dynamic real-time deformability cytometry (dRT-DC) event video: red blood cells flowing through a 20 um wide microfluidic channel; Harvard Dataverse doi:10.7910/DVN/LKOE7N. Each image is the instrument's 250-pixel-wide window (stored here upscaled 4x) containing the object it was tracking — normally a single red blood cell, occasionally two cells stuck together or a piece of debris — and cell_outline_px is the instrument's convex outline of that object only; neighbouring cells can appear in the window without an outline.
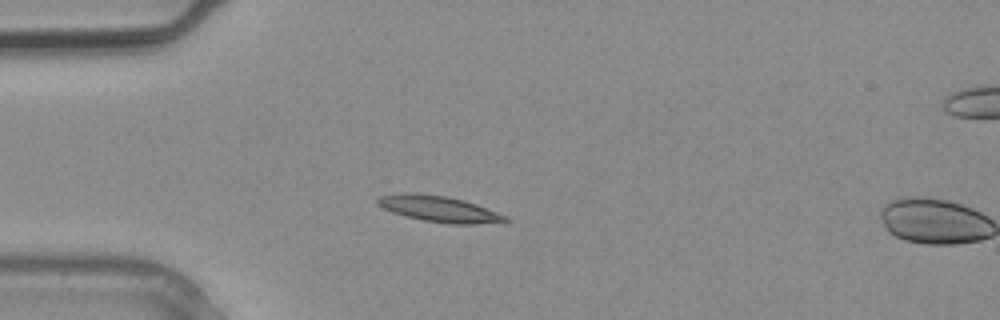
{"species": "common noctule bat (a hibernating species)", "species_latin": "Nyctalus noctula", "temperature_condition": "warm", "stored_images_in_passage": 4, "camera_frame_rate_fps": 3000, "um_per_image_px": 0.085, "animal": {"sex": "male", "body_mass_g": 20.4}, "frame": {"image": 1, "passage_image": 3, "time_ms": 0.667, "image_size_px": [1000, 320], "cell_outline_px": [[512, 220], [476, 224], [452, 224], [424, 220], [404, 216], [392, 212], [376, 204], [376, 196], [396, 192], [416, 192], [448, 196], [464, 200], [476, 204], [508, 216]], "centroid_in_image_um": [37.25, 17.73], "position_along_channel_um": 47.7, "area_um2": 19.71}}